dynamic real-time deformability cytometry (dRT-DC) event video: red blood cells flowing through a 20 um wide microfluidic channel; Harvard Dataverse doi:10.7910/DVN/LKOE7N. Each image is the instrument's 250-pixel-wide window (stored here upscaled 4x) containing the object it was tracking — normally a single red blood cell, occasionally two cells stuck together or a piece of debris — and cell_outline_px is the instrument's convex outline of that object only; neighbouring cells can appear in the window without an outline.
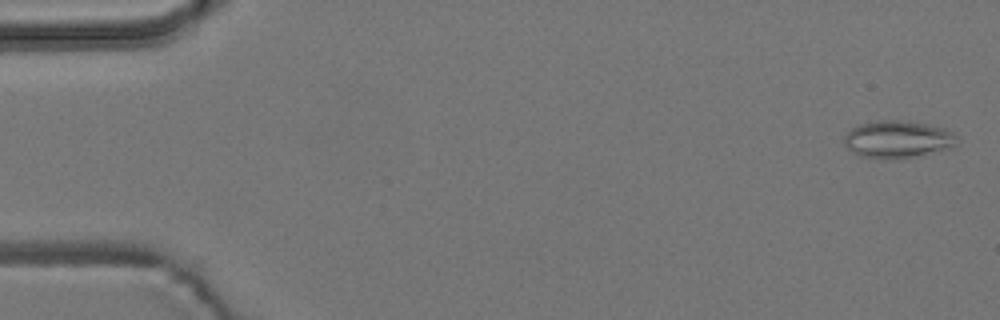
{"species": "common noctule bat (a hibernating species)", "species_latin": "Nyctalus noctula", "temperature_condition": "room temperature", "stored_images_in_passage": 4, "camera_frame_rate_fps": 3000, "um_per_image_px": 0.085, "animal": {"sex": "male", "body_mass_g": 19.2, "forearm_length_mm": 51.8}, "frame": {"image": 1, "passage_image": 1, "time_ms": 0.0, "image_size_px": [1000, 320], "cell_outline_px": [[956, 136], [952, 144], [948, 148], [900, 160], [880, 160], [860, 156], [852, 152], [844, 144], [844, 136], [852, 128], [860, 124], [876, 120], [900, 120], [928, 124], [944, 128], [952, 132]], "centroid_in_image_um": [76.22, 11.86], "position_along_channel_um": 8.8, "area_um2": 24.62}}